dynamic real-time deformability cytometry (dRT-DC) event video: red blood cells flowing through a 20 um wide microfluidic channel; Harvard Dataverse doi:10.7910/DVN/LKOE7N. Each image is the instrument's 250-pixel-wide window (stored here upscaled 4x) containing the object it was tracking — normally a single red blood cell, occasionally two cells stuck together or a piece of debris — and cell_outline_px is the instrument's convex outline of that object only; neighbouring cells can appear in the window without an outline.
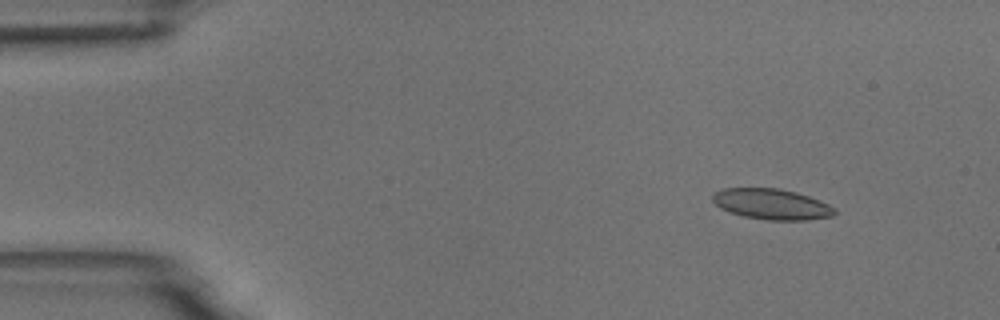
{"species": "common noctule bat (a hibernating species)", "species_latin": "Nyctalus noctula", "temperature_condition": "room temperature", "stored_images_in_passage": 4, "camera_frame_rate_fps": 3000, "um_per_image_px": 0.085, "animal": {"sex": "male", "body_mass_g": 18.8}, "frame": {"image": 1, "passage_image": 1, "time_ms": 0.0, "image_size_px": [1000, 320], "cell_outline_px": [[836, 212], [832, 216], [808, 220], [768, 220], [744, 216], [720, 208], [712, 200], [712, 196], [716, 192], [724, 188], [780, 188], [796, 192], [808, 196], [828, 204], [836, 208]], "centroid_in_image_um": [65.61, 17.35], "position_along_channel_um": 19.4, "area_um2": 21.68}}
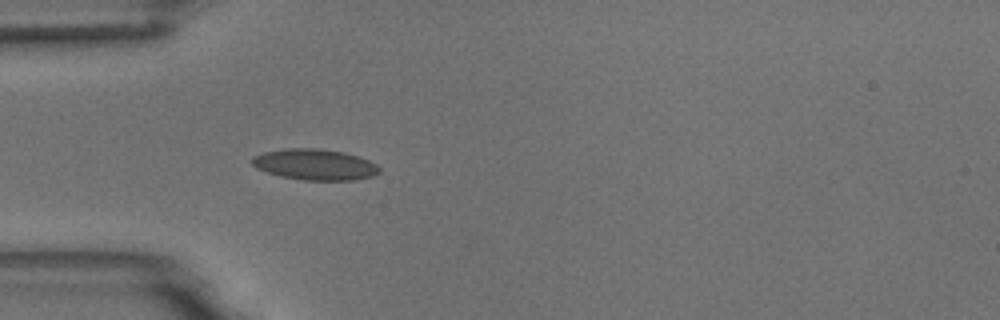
{"frame": {"image": 2, "passage_image": 4, "time_ms": 3.333, "image_size_px": [1000, 320], "cell_outline_px": [[380, 172], [372, 176], [352, 180], [304, 180], [280, 176], [256, 168], [252, 164], [252, 156], [264, 152], [284, 148], [316, 148], [344, 152], [368, 160], [376, 164], [380, 168]], "centroid_in_image_um": [26.74, 13.98], "position_along_channel_um": 58.3, "area_um2": 22.89}}